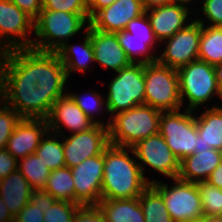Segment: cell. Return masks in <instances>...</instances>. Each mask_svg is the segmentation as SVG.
I'll return each instance as SVG.
<instances>
[{"instance_id":"cell-48","label":"cell","mask_w":222,"mask_h":222,"mask_svg":"<svg viewBox=\"0 0 222 222\" xmlns=\"http://www.w3.org/2000/svg\"><path fill=\"white\" fill-rule=\"evenodd\" d=\"M168 2H173V3H182V4H185L187 5V3L190 4L191 1L193 0H167Z\"/></svg>"},{"instance_id":"cell-4","label":"cell","mask_w":222,"mask_h":222,"mask_svg":"<svg viewBox=\"0 0 222 222\" xmlns=\"http://www.w3.org/2000/svg\"><path fill=\"white\" fill-rule=\"evenodd\" d=\"M89 24V14L41 10L34 20L32 48L41 52H56L65 42Z\"/></svg>"},{"instance_id":"cell-50","label":"cell","mask_w":222,"mask_h":222,"mask_svg":"<svg viewBox=\"0 0 222 222\" xmlns=\"http://www.w3.org/2000/svg\"><path fill=\"white\" fill-rule=\"evenodd\" d=\"M213 222H222V217L217 218V219L214 220Z\"/></svg>"},{"instance_id":"cell-47","label":"cell","mask_w":222,"mask_h":222,"mask_svg":"<svg viewBox=\"0 0 222 222\" xmlns=\"http://www.w3.org/2000/svg\"><path fill=\"white\" fill-rule=\"evenodd\" d=\"M167 0H141L145 10L167 3Z\"/></svg>"},{"instance_id":"cell-24","label":"cell","mask_w":222,"mask_h":222,"mask_svg":"<svg viewBox=\"0 0 222 222\" xmlns=\"http://www.w3.org/2000/svg\"><path fill=\"white\" fill-rule=\"evenodd\" d=\"M106 222H145L139 198L101 199L97 204Z\"/></svg>"},{"instance_id":"cell-10","label":"cell","mask_w":222,"mask_h":222,"mask_svg":"<svg viewBox=\"0 0 222 222\" xmlns=\"http://www.w3.org/2000/svg\"><path fill=\"white\" fill-rule=\"evenodd\" d=\"M31 31L34 20L10 0H0V50L32 48L33 40L27 35Z\"/></svg>"},{"instance_id":"cell-49","label":"cell","mask_w":222,"mask_h":222,"mask_svg":"<svg viewBox=\"0 0 222 222\" xmlns=\"http://www.w3.org/2000/svg\"><path fill=\"white\" fill-rule=\"evenodd\" d=\"M182 222H208L206 220H192V221H182Z\"/></svg>"},{"instance_id":"cell-31","label":"cell","mask_w":222,"mask_h":222,"mask_svg":"<svg viewBox=\"0 0 222 222\" xmlns=\"http://www.w3.org/2000/svg\"><path fill=\"white\" fill-rule=\"evenodd\" d=\"M120 45L132 63H153L157 62L156 55H152V47L147 45V40L132 39V34L126 31L116 32ZM150 53V54H149ZM145 58H143V57ZM139 57V58H138ZM141 57V59H140Z\"/></svg>"},{"instance_id":"cell-13","label":"cell","mask_w":222,"mask_h":222,"mask_svg":"<svg viewBox=\"0 0 222 222\" xmlns=\"http://www.w3.org/2000/svg\"><path fill=\"white\" fill-rule=\"evenodd\" d=\"M104 156L87 158L79 165L71 168L74 181L75 203L97 205L101 201Z\"/></svg>"},{"instance_id":"cell-6","label":"cell","mask_w":222,"mask_h":222,"mask_svg":"<svg viewBox=\"0 0 222 222\" xmlns=\"http://www.w3.org/2000/svg\"><path fill=\"white\" fill-rule=\"evenodd\" d=\"M116 73L108 85L104 109L112 114L110 118L145 101L144 63H131Z\"/></svg>"},{"instance_id":"cell-27","label":"cell","mask_w":222,"mask_h":222,"mask_svg":"<svg viewBox=\"0 0 222 222\" xmlns=\"http://www.w3.org/2000/svg\"><path fill=\"white\" fill-rule=\"evenodd\" d=\"M138 198L145 222H174L166 209L162 196L151 185Z\"/></svg>"},{"instance_id":"cell-41","label":"cell","mask_w":222,"mask_h":222,"mask_svg":"<svg viewBox=\"0 0 222 222\" xmlns=\"http://www.w3.org/2000/svg\"><path fill=\"white\" fill-rule=\"evenodd\" d=\"M18 161L5 148L0 149V180L17 170Z\"/></svg>"},{"instance_id":"cell-32","label":"cell","mask_w":222,"mask_h":222,"mask_svg":"<svg viewBox=\"0 0 222 222\" xmlns=\"http://www.w3.org/2000/svg\"><path fill=\"white\" fill-rule=\"evenodd\" d=\"M72 99L76 102L77 106L85 113L87 117H89L93 122L97 124H103L106 125L105 122H101L99 120H94L96 118V111L101 112L103 110V107H106V100L104 97L98 92H92L90 91V96L88 94L86 95H78L68 93ZM103 105V106H102ZM95 113V114H94ZM95 116V117H94Z\"/></svg>"},{"instance_id":"cell-29","label":"cell","mask_w":222,"mask_h":222,"mask_svg":"<svg viewBox=\"0 0 222 222\" xmlns=\"http://www.w3.org/2000/svg\"><path fill=\"white\" fill-rule=\"evenodd\" d=\"M17 170L27 179L30 187L34 189L45 188L51 170L44 165L41 157L31 154L21 159Z\"/></svg>"},{"instance_id":"cell-16","label":"cell","mask_w":222,"mask_h":222,"mask_svg":"<svg viewBox=\"0 0 222 222\" xmlns=\"http://www.w3.org/2000/svg\"><path fill=\"white\" fill-rule=\"evenodd\" d=\"M47 122L49 130L58 136L63 133L62 126L72 133H76L89 130L96 124L85 115L69 94L58 98L54 102L47 117Z\"/></svg>"},{"instance_id":"cell-42","label":"cell","mask_w":222,"mask_h":222,"mask_svg":"<svg viewBox=\"0 0 222 222\" xmlns=\"http://www.w3.org/2000/svg\"><path fill=\"white\" fill-rule=\"evenodd\" d=\"M23 12L35 20L42 10V0H10Z\"/></svg>"},{"instance_id":"cell-51","label":"cell","mask_w":222,"mask_h":222,"mask_svg":"<svg viewBox=\"0 0 222 222\" xmlns=\"http://www.w3.org/2000/svg\"><path fill=\"white\" fill-rule=\"evenodd\" d=\"M3 103V99H2V94H1V91H0V104Z\"/></svg>"},{"instance_id":"cell-39","label":"cell","mask_w":222,"mask_h":222,"mask_svg":"<svg viewBox=\"0 0 222 222\" xmlns=\"http://www.w3.org/2000/svg\"><path fill=\"white\" fill-rule=\"evenodd\" d=\"M44 212L30 202L14 217V222H44Z\"/></svg>"},{"instance_id":"cell-26","label":"cell","mask_w":222,"mask_h":222,"mask_svg":"<svg viewBox=\"0 0 222 222\" xmlns=\"http://www.w3.org/2000/svg\"><path fill=\"white\" fill-rule=\"evenodd\" d=\"M56 200L75 203L71 168L62 167L50 172L45 188Z\"/></svg>"},{"instance_id":"cell-7","label":"cell","mask_w":222,"mask_h":222,"mask_svg":"<svg viewBox=\"0 0 222 222\" xmlns=\"http://www.w3.org/2000/svg\"><path fill=\"white\" fill-rule=\"evenodd\" d=\"M170 188L167 183L150 180L151 186L162 196L170 217L174 222L205 220L201 197L196 183L174 178Z\"/></svg>"},{"instance_id":"cell-22","label":"cell","mask_w":222,"mask_h":222,"mask_svg":"<svg viewBox=\"0 0 222 222\" xmlns=\"http://www.w3.org/2000/svg\"><path fill=\"white\" fill-rule=\"evenodd\" d=\"M32 191L27 179L18 170L0 180V196L13 217L28 204Z\"/></svg>"},{"instance_id":"cell-18","label":"cell","mask_w":222,"mask_h":222,"mask_svg":"<svg viewBox=\"0 0 222 222\" xmlns=\"http://www.w3.org/2000/svg\"><path fill=\"white\" fill-rule=\"evenodd\" d=\"M48 130L47 119L22 118L8 139L5 149L17 160L25 158L36 152Z\"/></svg>"},{"instance_id":"cell-37","label":"cell","mask_w":222,"mask_h":222,"mask_svg":"<svg viewBox=\"0 0 222 222\" xmlns=\"http://www.w3.org/2000/svg\"><path fill=\"white\" fill-rule=\"evenodd\" d=\"M202 2L201 12L210 22V26L222 27V0H204Z\"/></svg>"},{"instance_id":"cell-14","label":"cell","mask_w":222,"mask_h":222,"mask_svg":"<svg viewBox=\"0 0 222 222\" xmlns=\"http://www.w3.org/2000/svg\"><path fill=\"white\" fill-rule=\"evenodd\" d=\"M130 153L155 172H159L172 180L177 178L180 161L159 133L138 141L130 148Z\"/></svg>"},{"instance_id":"cell-45","label":"cell","mask_w":222,"mask_h":222,"mask_svg":"<svg viewBox=\"0 0 222 222\" xmlns=\"http://www.w3.org/2000/svg\"><path fill=\"white\" fill-rule=\"evenodd\" d=\"M0 222H14V217L6 207L5 202L0 196Z\"/></svg>"},{"instance_id":"cell-2","label":"cell","mask_w":222,"mask_h":222,"mask_svg":"<svg viewBox=\"0 0 222 222\" xmlns=\"http://www.w3.org/2000/svg\"><path fill=\"white\" fill-rule=\"evenodd\" d=\"M127 151L130 147L112 144L104 150L101 199H134L151 184L144 175V165L137 163Z\"/></svg>"},{"instance_id":"cell-28","label":"cell","mask_w":222,"mask_h":222,"mask_svg":"<svg viewBox=\"0 0 222 222\" xmlns=\"http://www.w3.org/2000/svg\"><path fill=\"white\" fill-rule=\"evenodd\" d=\"M45 136V139L44 136L41 139L35 154L41 157L44 165L51 171L65 167L63 141L57 140L58 135L56 133L52 134L50 130Z\"/></svg>"},{"instance_id":"cell-43","label":"cell","mask_w":222,"mask_h":222,"mask_svg":"<svg viewBox=\"0 0 222 222\" xmlns=\"http://www.w3.org/2000/svg\"><path fill=\"white\" fill-rule=\"evenodd\" d=\"M117 0H92V2L88 5V13L89 20L103 8L109 7L111 4L116 2Z\"/></svg>"},{"instance_id":"cell-23","label":"cell","mask_w":222,"mask_h":222,"mask_svg":"<svg viewBox=\"0 0 222 222\" xmlns=\"http://www.w3.org/2000/svg\"><path fill=\"white\" fill-rule=\"evenodd\" d=\"M86 37L80 45H71L65 42L55 52L63 63L67 76L74 71L85 73L90 67L88 64L94 62V51L90 40V25L85 28Z\"/></svg>"},{"instance_id":"cell-44","label":"cell","mask_w":222,"mask_h":222,"mask_svg":"<svg viewBox=\"0 0 222 222\" xmlns=\"http://www.w3.org/2000/svg\"><path fill=\"white\" fill-rule=\"evenodd\" d=\"M210 185H213L219 189H222V161L210 174L209 178L206 180Z\"/></svg>"},{"instance_id":"cell-52","label":"cell","mask_w":222,"mask_h":222,"mask_svg":"<svg viewBox=\"0 0 222 222\" xmlns=\"http://www.w3.org/2000/svg\"><path fill=\"white\" fill-rule=\"evenodd\" d=\"M85 1L88 5L92 2V0H85Z\"/></svg>"},{"instance_id":"cell-53","label":"cell","mask_w":222,"mask_h":222,"mask_svg":"<svg viewBox=\"0 0 222 222\" xmlns=\"http://www.w3.org/2000/svg\"><path fill=\"white\" fill-rule=\"evenodd\" d=\"M2 55H3V52L0 50V61H1Z\"/></svg>"},{"instance_id":"cell-15","label":"cell","mask_w":222,"mask_h":222,"mask_svg":"<svg viewBox=\"0 0 222 222\" xmlns=\"http://www.w3.org/2000/svg\"><path fill=\"white\" fill-rule=\"evenodd\" d=\"M145 13L141 0H117L109 7L99 10L90 20L89 25L103 32L123 31L128 22Z\"/></svg>"},{"instance_id":"cell-35","label":"cell","mask_w":222,"mask_h":222,"mask_svg":"<svg viewBox=\"0 0 222 222\" xmlns=\"http://www.w3.org/2000/svg\"><path fill=\"white\" fill-rule=\"evenodd\" d=\"M3 104V105H2ZM22 118L19 114L7 106L4 102L0 105V149H4L15 130V127Z\"/></svg>"},{"instance_id":"cell-19","label":"cell","mask_w":222,"mask_h":222,"mask_svg":"<svg viewBox=\"0 0 222 222\" xmlns=\"http://www.w3.org/2000/svg\"><path fill=\"white\" fill-rule=\"evenodd\" d=\"M90 40L94 51V62L104 69L117 72L132 62L120 45L117 33L103 32L90 26Z\"/></svg>"},{"instance_id":"cell-21","label":"cell","mask_w":222,"mask_h":222,"mask_svg":"<svg viewBox=\"0 0 222 222\" xmlns=\"http://www.w3.org/2000/svg\"><path fill=\"white\" fill-rule=\"evenodd\" d=\"M197 125V145L195 150L217 149L222 151V107H209L199 117H195Z\"/></svg>"},{"instance_id":"cell-34","label":"cell","mask_w":222,"mask_h":222,"mask_svg":"<svg viewBox=\"0 0 222 222\" xmlns=\"http://www.w3.org/2000/svg\"><path fill=\"white\" fill-rule=\"evenodd\" d=\"M124 31L132 34V39L147 40V45H150L153 50L155 48L154 45H156L155 42H158L153 34L151 23L146 12L130 20Z\"/></svg>"},{"instance_id":"cell-8","label":"cell","mask_w":222,"mask_h":222,"mask_svg":"<svg viewBox=\"0 0 222 222\" xmlns=\"http://www.w3.org/2000/svg\"><path fill=\"white\" fill-rule=\"evenodd\" d=\"M181 104L188 100L187 110L194 111L200 105L219 96L214 66L199 59L177 70Z\"/></svg>"},{"instance_id":"cell-1","label":"cell","mask_w":222,"mask_h":222,"mask_svg":"<svg viewBox=\"0 0 222 222\" xmlns=\"http://www.w3.org/2000/svg\"><path fill=\"white\" fill-rule=\"evenodd\" d=\"M67 79L55 52L17 49L4 52L0 61L3 102L21 118L47 119L54 102L68 94Z\"/></svg>"},{"instance_id":"cell-5","label":"cell","mask_w":222,"mask_h":222,"mask_svg":"<svg viewBox=\"0 0 222 222\" xmlns=\"http://www.w3.org/2000/svg\"><path fill=\"white\" fill-rule=\"evenodd\" d=\"M144 104L162 112L181 110L177 70L158 62L144 64Z\"/></svg>"},{"instance_id":"cell-12","label":"cell","mask_w":222,"mask_h":222,"mask_svg":"<svg viewBox=\"0 0 222 222\" xmlns=\"http://www.w3.org/2000/svg\"><path fill=\"white\" fill-rule=\"evenodd\" d=\"M64 137L63 149L65 156V166L72 168L79 165L87 158L100 155L110 144L108 126L95 124L91 129L72 133L67 138Z\"/></svg>"},{"instance_id":"cell-25","label":"cell","mask_w":222,"mask_h":222,"mask_svg":"<svg viewBox=\"0 0 222 222\" xmlns=\"http://www.w3.org/2000/svg\"><path fill=\"white\" fill-rule=\"evenodd\" d=\"M201 24L198 59L215 66L222 62V27L205 26L203 20L195 19Z\"/></svg>"},{"instance_id":"cell-30","label":"cell","mask_w":222,"mask_h":222,"mask_svg":"<svg viewBox=\"0 0 222 222\" xmlns=\"http://www.w3.org/2000/svg\"><path fill=\"white\" fill-rule=\"evenodd\" d=\"M203 208L204 219L213 222L222 217V189L210 185L207 181L196 182Z\"/></svg>"},{"instance_id":"cell-46","label":"cell","mask_w":222,"mask_h":222,"mask_svg":"<svg viewBox=\"0 0 222 222\" xmlns=\"http://www.w3.org/2000/svg\"><path fill=\"white\" fill-rule=\"evenodd\" d=\"M215 77L219 88V99L222 100V62L215 65Z\"/></svg>"},{"instance_id":"cell-33","label":"cell","mask_w":222,"mask_h":222,"mask_svg":"<svg viewBox=\"0 0 222 222\" xmlns=\"http://www.w3.org/2000/svg\"><path fill=\"white\" fill-rule=\"evenodd\" d=\"M81 205L56 200L50 209L44 210V222H73V218Z\"/></svg>"},{"instance_id":"cell-20","label":"cell","mask_w":222,"mask_h":222,"mask_svg":"<svg viewBox=\"0 0 222 222\" xmlns=\"http://www.w3.org/2000/svg\"><path fill=\"white\" fill-rule=\"evenodd\" d=\"M222 161V151L217 149L195 150L194 154L183 158L179 163L177 178L187 182L206 181Z\"/></svg>"},{"instance_id":"cell-38","label":"cell","mask_w":222,"mask_h":222,"mask_svg":"<svg viewBox=\"0 0 222 222\" xmlns=\"http://www.w3.org/2000/svg\"><path fill=\"white\" fill-rule=\"evenodd\" d=\"M73 222H106V219L97 205H85L77 210Z\"/></svg>"},{"instance_id":"cell-40","label":"cell","mask_w":222,"mask_h":222,"mask_svg":"<svg viewBox=\"0 0 222 222\" xmlns=\"http://www.w3.org/2000/svg\"><path fill=\"white\" fill-rule=\"evenodd\" d=\"M55 201L56 199L44 188L34 189L29 200L32 205L40 207L43 212L50 209Z\"/></svg>"},{"instance_id":"cell-3","label":"cell","mask_w":222,"mask_h":222,"mask_svg":"<svg viewBox=\"0 0 222 222\" xmlns=\"http://www.w3.org/2000/svg\"><path fill=\"white\" fill-rule=\"evenodd\" d=\"M162 111L149 105H137L108 118L109 142L112 145L132 147L138 141L159 133Z\"/></svg>"},{"instance_id":"cell-9","label":"cell","mask_w":222,"mask_h":222,"mask_svg":"<svg viewBox=\"0 0 222 222\" xmlns=\"http://www.w3.org/2000/svg\"><path fill=\"white\" fill-rule=\"evenodd\" d=\"M193 111L162 112L159 134L179 161L194 154L197 145V125Z\"/></svg>"},{"instance_id":"cell-17","label":"cell","mask_w":222,"mask_h":222,"mask_svg":"<svg viewBox=\"0 0 222 222\" xmlns=\"http://www.w3.org/2000/svg\"><path fill=\"white\" fill-rule=\"evenodd\" d=\"M189 9V6L182 3L167 2L145 10L153 34L159 43L189 24L186 22L188 21Z\"/></svg>"},{"instance_id":"cell-11","label":"cell","mask_w":222,"mask_h":222,"mask_svg":"<svg viewBox=\"0 0 222 222\" xmlns=\"http://www.w3.org/2000/svg\"><path fill=\"white\" fill-rule=\"evenodd\" d=\"M201 24L194 20L177 31L167 41L163 53L158 55L157 62L172 69L179 70L198 59Z\"/></svg>"},{"instance_id":"cell-36","label":"cell","mask_w":222,"mask_h":222,"mask_svg":"<svg viewBox=\"0 0 222 222\" xmlns=\"http://www.w3.org/2000/svg\"><path fill=\"white\" fill-rule=\"evenodd\" d=\"M42 10L89 14L85 0H42Z\"/></svg>"}]
</instances>
